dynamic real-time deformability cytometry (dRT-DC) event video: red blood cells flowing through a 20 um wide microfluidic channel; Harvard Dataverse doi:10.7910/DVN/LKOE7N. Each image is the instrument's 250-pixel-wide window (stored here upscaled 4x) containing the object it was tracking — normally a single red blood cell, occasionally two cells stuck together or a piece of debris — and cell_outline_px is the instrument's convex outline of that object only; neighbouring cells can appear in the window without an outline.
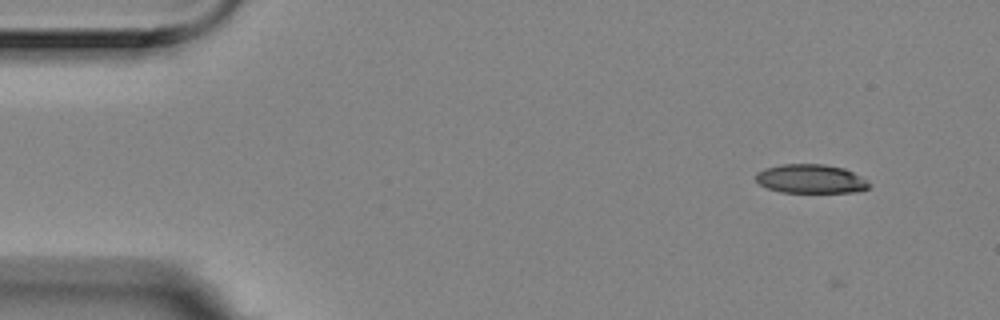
{"species": "Egyptian fruit bat (a non-hibernating species)", "species_latin": "Rousettus aegyptiacus", "temperature_condition": "room temperature", "stored_images_in_passage": 4, "camera_frame_rate_fps": 3000, "um_per_image_px": 0.085, "animal": {"sex": "female"}, "frame": {"image": 1, "passage_image": 2, "time_ms": 0.333, "image_size_px": [1000, 320], "cell_outline_px": [[872, 184], [868, 188], [856, 192], [780, 192], [768, 188], [760, 184], [756, 180], [756, 172], [764, 168], [780, 164], [824, 164], [844, 168], [860, 176]], "centroid_in_image_um": [68.9, 15.2], "position_along_channel_um": 16.1, "area_um2": 19.13}}